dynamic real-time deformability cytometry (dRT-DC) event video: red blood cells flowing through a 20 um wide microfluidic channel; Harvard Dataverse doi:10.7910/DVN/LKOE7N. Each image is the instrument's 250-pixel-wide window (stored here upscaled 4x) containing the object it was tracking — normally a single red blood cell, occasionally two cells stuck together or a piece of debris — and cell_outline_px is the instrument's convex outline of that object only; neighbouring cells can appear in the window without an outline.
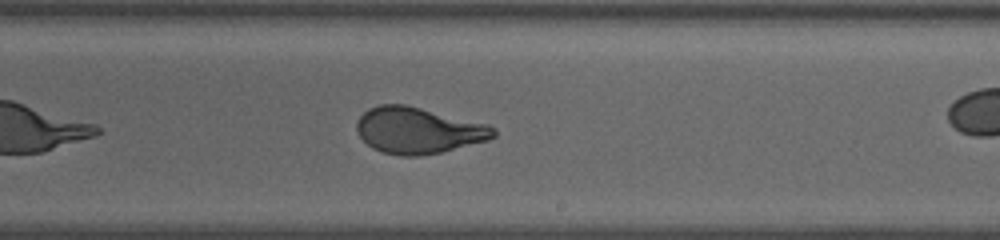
{"species": "human", "species_latin": "Homo sapiens", "temperature_condition": "warm", "stored_images_in_passage": 30, "camera_frame_rate_fps": 3000, "um_per_image_px": 0.085, "donor": {"sex": "female"}, "frame": {"image": 1, "passage_image": 18, "time_ms": 5.667, "image_size_px": [1000, 240], "cell_outline_px": [[496, 136], [488, 140], [440, 152], [420, 156], [400, 156], [384, 152], [372, 148], [360, 136], [356, 128], [356, 124], [360, 116], [368, 108], [380, 104], [404, 104], [488, 124], [496, 128]], "centroid_in_image_um": [35.55, 11.08], "position_along_channel_um": 253.5, "area_um2": 36.7}}
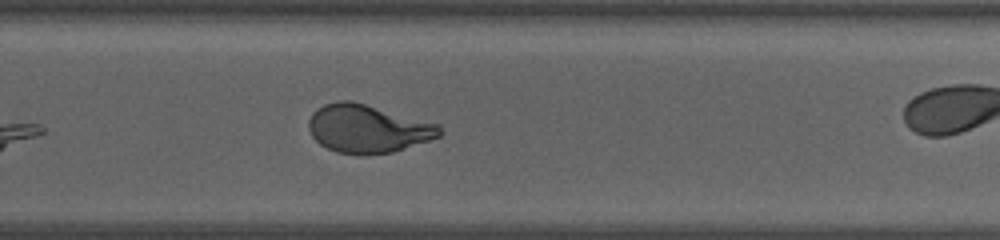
{"frame": {"image": 2, "passage_image": 22, "time_ms": 7.0, "image_size_px": [1000, 240], "cell_outline_px": [[444, 132], [440, 136], [432, 140], [392, 152], [364, 156], [360, 156], [336, 152], [320, 144], [312, 136], [308, 128], [308, 120], [312, 112], [316, 108], [324, 104], [336, 100], [352, 100], [440, 124]], "centroid_in_image_um": [31.27, 10.94], "position_along_channel_um": 298.5, "area_um2": 37.45}}